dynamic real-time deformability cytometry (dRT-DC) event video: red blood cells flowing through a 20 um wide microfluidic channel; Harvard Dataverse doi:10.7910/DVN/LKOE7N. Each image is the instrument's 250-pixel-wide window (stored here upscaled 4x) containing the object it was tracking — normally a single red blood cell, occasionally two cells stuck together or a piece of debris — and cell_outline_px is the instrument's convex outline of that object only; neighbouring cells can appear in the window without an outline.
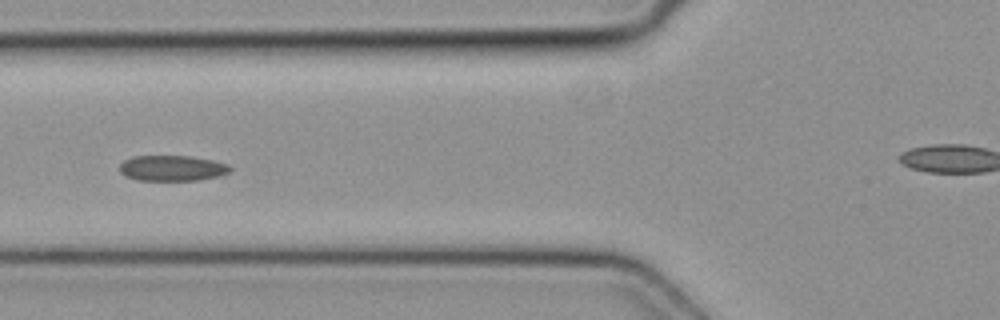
{"species": "common noctule bat (a hibernating species)", "species_latin": "Nyctalus noctula", "temperature_condition": "cold", "stored_images_in_passage": 5, "camera_frame_rate_fps": 3000, "um_per_image_px": 0.085, "animal": {"sex": "female", "body_mass_g": 19.3, "forearm_length_mm": 54.1}, "frame": {"image": 1, "passage_image": 4, "time_ms": 1.0, "image_size_px": [1000, 320], "cell_outline_px": [[232, 172], [224, 176], [200, 180], [136, 180], [124, 176], [120, 172], [120, 164], [124, 160], [132, 156], [192, 156], [212, 160], [228, 164], [232, 168]], "centroid_in_image_um": [14.68, 14.3], "position_along_channel_um": 111.1, "area_um2": 16.82}}
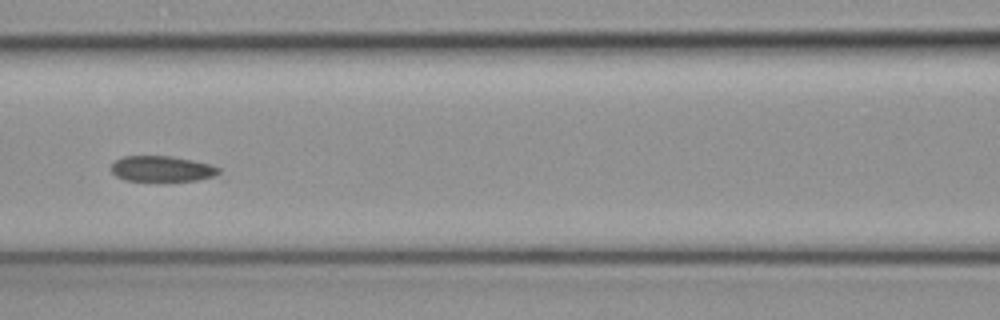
{"frame": {"image": 2, "passage_image": 5, "time_ms": 1.333, "image_size_px": [1000, 320], "cell_outline_px": [[224, 180], [124, 180], [116, 176], [112, 172], [112, 164], [116, 160], [124, 156], [168, 156], [192, 160], [208, 164], [220, 168]], "centroid_in_image_um": [13.94, 14.37], "position_along_channel_um": 152.7, "area_um2": 16.42}}